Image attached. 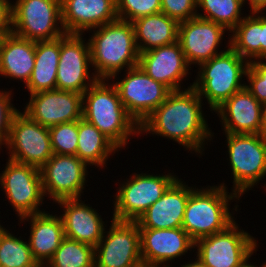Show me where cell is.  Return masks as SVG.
<instances>
[{
    "instance_id": "30bf717a",
    "label": "cell",
    "mask_w": 266,
    "mask_h": 267,
    "mask_svg": "<svg viewBox=\"0 0 266 267\" xmlns=\"http://www.w3.org/2000/svg\"><path fill=\"white\" fill-rule=\"evenodd\" d=\"M4 145L9 150L10 160L39 169L54 154L49 129L20 111L14 116Z\"/></svg>"
},
{
    "instance_id": "ee69618b",
    "label": "cell",
    "mask_w": 266,
    "mask_h": 267,
    "mask_svg": "<svg viewBox=\"0 0 266 267\" xmlns=\"http://www.w3.org/2000/svg\"><path fill=\"white\" fill-rule=\"evenodd\" d=\"M38 267H55L51 265L49 262H42L38 264Z\"/></svg>"
},
{
    "instance_id": "ab89813d",
    "label": "cell",
    "mask_w": 266,
    "mask_h": 267,
    "mask_svg": "<svg viewBox=\"0 0 266 267\" xmlns=\"http://www.w3.org/2000/svg\"><path fill=\"white\" fill-rule=\"evenodd\" d=\"M249 2L251 13H262L266 9V0H243V3Z\"/></svg>"
},
{
    "instance_id": "d590c367",
    "label": "cell",
    "mask_w": 266,
    "mask_h": 267,
    "mask_svg": "<svg viewBox=\"0 0 266 267\" xmlns=\"http://www.w3.org/2000/svg\"><path fill=\"white\" fill-rule=\"evenodd\" d=\"M161 12L181 23L197 17V0H161Z\"/></svg>"
},
{
    "instance_id": "7402d4cb",
    "label": "cell",
    "mask_w": 266,
    "mask_h": 267,
    "mask_svg": "<svg viewBox=\"0 0 266 267\" xmlns=\"http://www.w3.org/2000/svg\"><path fill=\"white\" fill-rule=\"evenodd\" d=\"M214 112L219 115L225 133L261 134L262 104L244 87Z\"/></svg>"
},
{
    "instance_id": "bcb514c9",
    "label": "cell",
    "mask_w": 266,
    "mask_h": 267,
    "mask_svg": "<svg viewBox=\"0 0 266 267\" xmlns=\"http://www.w3.org/2000/svg\"><path fill=\"white\" fill-rule=\"evenodd\" d=\"M259 267H266V263L264 262V264H263V265H261V266H259Z\"/></svg>"
},
{
    "instance_id": "277c9868",
    "label": "cell",
    "mask_w": 266,
    "mask_h": 267,
    "mask_svg": "<svg viewBox=\"0 0 266 267\" xmlns=\"http://www.w3.org/2000/svg\"><path fill=\"white\" fill-rule=\"evenodd\" d=\"M228 49L199 65L198 76L192 87L201 99H207L211 111H215L234 93L242 90L241 80L246 76L249 61L242 58L229 45Z\"/></svg>"
},
{
    "instance_id": "7a4b0ae2",
    "label": "cell",
    "mask_w": 266,
    "mask_h": 267,
    "mask_svg": "<svg viewBox=\"0 0 266 267\" xmlns=\"http://www.w3.org/2000/svg\"><path fill=\"white\" fill-rule=\"evenodd\" d=\"M98 79L82 94V118L97 127L117 148L140 134L139 125L127 113L114 84Z\"/></svg>"
},
{
    "instance_id": "ffe728a7",
    "label": "cell",
    "mask_w": 266,
    "mask_h": 267,
    "mask_svg": "<svg viewBox=\"0 0 266 267\" xmlns=\"http://www.w3.org/2000/svg\"><path fill=\"white\" fill-rule=\"evenodd\" d=\"M193 189L177 178L162 197L135 221L139 229L182 227L188 198Z\"/></svg>"
},
{
    "instance_id": "4dcf8cb0",
    "label": "cell",
    "mask_w": 266,
    "mask_h": 267,
    "mask_svg": "<svg viewBox=\"0 0 266 267\" xmlns=\"http://www.w3.org/2000/svg\"><path fill=\"white\" fill-rule=\"evenodd\" d=\"M0 267H38L29 243L13 236L6 228L0 232Z\"/></svg>"
},
{
    "instance_id": "60d3db41",
    "label": "cell",
    "mask_w": 266,
    "mask_h": 267,
    "mask_svg": "<svg viewBox=\"0 0 266 267\" xmlns=\"http://www.w3.org/2000/svg\"><path fill=\"white\" fill-rule=\"evenodd\" d=\"M262 126H261V134L266 137V103L262 105Z\"/></svg>"
},
{
    "instance_id": "9a60e30c",
    "label": "cell",
    "mask_w": 266,
    "mask_h": 267,
    "mask_svg": "<svg viewBox=\"0 0 266 267\" xmlns=\"http://www.w3.org/2000/svg\"><path fill=\"white\" fill-rule=\"evenodd\" d=\"M87 164L76 155L53 154L40 168L44 196L52 200L81 199L87 174Z\"/></svg>"
},
{
    "instance_id": "f546056e",
    "label": "cell",
    "mask_w": 266,
    "mask_h": 267,
    "mask_svg": "<svg viewBox=\"0 0 266 267\" xmlns=\"http://www.w3.org/2000/svg\"><path fill=\"white\" fill-rule=\"evenodd\" d=\"M243 0H197V8L205 14L197 12V17L222 25L230 32L243 20L241 13Z\"/></svg>"
},
{
    "instance_id": "74e56055",
    "label": "cell",
    "mask_w": 266,
    "mask_h": 267,
    "mask_svg": "<svg viewBox=\"0 0 266 267\" xmlns=\"http://www.w3.org/2000/svg\"><path fill=\"white\" fill-rule=\"evenodd\" d=\"M261 60L266 59V16L260 15Z\"/></svg>"
},
{
    "instance_id": "4316f807",
    "label": "cell",
    "mask_w": 266,
    "mask_h": 267,
    "mask_svg": "<svg viewBox=\"0 0 266 267\" xmlns=\"http://www.w3.org/2000/svg\"><path fill=\"white\" fill-rule=\"evenodd\" d=\"M60 56V37L35 42V63L30 79L25 85L30 94L55 90Z\"/></svg>"
},
{
    "instance_id": "8992f818",
    "label": "cell",
    "mask_w": 266,
    "mask_h": 267,
    "mask_svg": "<svg viewBox=\"0 0 266 267\" xmlns=\"http://www.w3.org/2000/svg\"><path fill=\"white\" fill-rule=\"evenodd\" d=\"M8 30L34 42L63 36L61 0H17L15 4L9 3Z\"/></svg>"
},
{
    "instance_id": "83f0119b",
    "label": "cell",
    "mask_w": 266,
    "mask_h": 267,
    "mask_svg": "<svg viewBox=\"0 0 266 267\" xmlns=\"http://www.w3.org/2000/svg\"><path fill=\"white\" fill-rule=\"evenodd\" d=\"M118 148L94 125L83 118L78 120V147L76 156L87 165L103 168L108 156Z\"/></svg>"
},
{
    "instance_id": "b9f144b4",
    "label": "cell",
    "mask_w": 266,
    "mask_h": 267,
    "mask_svg": "<svg viewBox=\"0 0 266 267\" xmlns=\"http://www.w3.org/2000/svg\"><path fill=\"white\" fill-rule=\"evenodd\" d=\"M196 259H195V261H193L191 263H187V264L185 263V265H181L180 267H207L198 258H196Z\"/></svg>"
},
{
    "instance_id": "484cf974",
    "label": "cell",
    "mask_w": 266,
    "mask_h": 267,
    "mask_svg": "<svg viewBox=\"0 0 266 267\" xmlns=\"http://www.w3.org/2000/svg\"><path fill=\"white\" fill-rule=\"evenodd\" d=\"M132 23L139 53L178 41L179 23L162 12L137 18Z\"/></svg>"
},
{
    "instance_id": "9c48e42d",
    "label": "cell",
    "mask_w": 266,
    "mask_h": 267,
    "mask_svg": "<svg viewBox=\"0 0 266 267\" xmlns=\"http://www.w3.org/2000/svg\"><path fill=\"white\" fill-rule=\"evenodd\" d=\"M134 174L121 185L114 201V220L136 221L178 178L175 175Z\"/></svg>"
},
{
    "instance_id": "f35d334b",
    "label": "cell",
    "mask_w": 266,
    "mask_h": 267,
    "mask_svg": "<svg viewBox=\"0 0 266 267\" xmlns=\"http://www.w3.org/2000/svg\"><path fill=\"white\" fill-rule=\"evenodd\" d=\"M9 0H0V27H9Z\"/></svg>"
},
{
    "instance_id": "1f68e13d",
    "label": "cell",
    "mask_w": 266,
    "mask_h": 267,
    "mask_svg": "<svg viewBox=\"0 0 266 267\" xmlns=\"http://www.w3.org/2000/svg\"><path fill=\"white\" fill-rule=\"evenodd\" d=\"M94 247L64 238L48 261L55 267H95Z\"/></svg>"
},
{
    "instance_id": "5bb4252c",
    "label": "cell",
    "mask_w": 266,
    "mask_h": 267,
    "mask_svg": "<svg viewBox=\"0 0 266 267\" xmlns=\"http://www.w3.org/2000/svg\"><path fill=\"white\" fill-rule=\"evenodd\" d=\"M89 65L92 66L89 41L85 44L82 34L65 33L60 37L56 89L83 94L98 80L93 72L90 77Z\"/></svg>"
},
{
    "instance_id": "52a82bcc",
    "label": "cell",
    "mask_w": 266,
    "mask_h": 267,
    "mask_svg": "<svg viewBox=\"0 0 266 267\" xmlns=\"http://www.w3.org/2000/svg\"><path fill=\"white\" fill-rule=\"evenodd\" d=\"M225 135L234 176L232 191L241 197L266 176V137L263 134Z\"/></svg>"
},
{
    "instance_id": "f6af8a7d",
    "label": "cell",
    "mask_w": 266,
    "mask_h": 267,
    "mask_svg": "<svg viewBox=\"0 0 266 267\" xmlns=\"http://www.w3.org/2000/svg\"><path fill=\"white\" fill-rule=\"evenodd\" d=\"M6 31H8V27H0V40H1L2 35H3Z\"/></svg>"
},
{
    "instance_id": "44dd1931",
    "label": "cell",
    "mask_w": 266,
    "mask_h": 267,
    "mask_svg": "<svg viewBox=\"0 0 266 267\" xmlns=\"http://www.w3.org/2000/svg\"><path fill=\"white\" fill-rule=\"evenodd\" d=\"M65 33L82 34L118 19L116 0H61Z\"/></svg>"
},
{
    "instance_id": "836d02e7",
    "label": "cell",
    "mask_w": 266,
    "mask_h": 267,
    "mask_svg": "<svg viewBox=\"0 0 266 267\" xmlns=\"http://www.w3.org/2000/svg\"><path fill=\"white\" fill-rule=\"evenodd\" d=\"M118 19H135L161 12V0H116Z\"/></svg>"
},
{
    "instance_id": "5b68a950",
    "label": "cell",
    "mask_w": 266,
    "mask_h": 267,
    "mask_svg": "<svg viewBox=\"0 0 266 267\" xmlns=\"http://www.w3.org/2000/svg\"><path fill=\"white\" fill-rule=\"evenodd\" d=\"M202 189L191 191L182 223V228L194 241L221 232L231 225L235 220L230 213L229 202L240 198L234 192L228 195L224 183Z\"/></svg>"
},
{
    "instance_id": "ba28073f",
    "label": "cell",
    "mask_w": 266,
    "mask_h": 267,
    "mask_svg": "<svg viewBox=\"0 0 266 267\" xmlns=\"http://www.w3.org/2000/svg\"><path fill=\"white\" fill-rule=\"evenodd\" d=\"M196 246V258L207 267H238L256 252L257 241L234 221L221 232L199 238Z\"/></svg>"
},
{
    "instance_id": "8fae6325",
    "label": "cell",
    "mask_w": 266,
    "mask_h": 267,
    "mask_svg": "<svg viewBox=\"0 0 266 267\" xmlns=\"http://www.w3.org/2000/svg\"><path fill=\"white\" fill-rule=\"evenodd\" d=\"M111 222L109 231L94 248L95 267L142 266L138 224L114 219Z\"/></svg>"
},
{
    "instance_id": "f1b7e54d",
    "label": "cell",
    "mask_w": 266,
    "mask_h": 267,
    "mask_svg": "<svg viewBox=\"0 0 266 267\" xmlns=\"http://www.w3.org/2000/svg\"><path fill=\"white\" fill-rule=\"evenodd\" d=\"M231 32L228 43L235 52L249 62L261 59L260 13L245 16Z\"/></svg>"
},
{
    "instance_id": "2e32d148",
    "label": "cell",
    "mask_w": 266,
    "mask_h": 267,
    "mask_svg": "<svg viewBox=\"0 0 266 267\" xmlns=\"http://www.w3.org/2000/svg\"><path fill=\"white\" fill-rule=\"evenodd\" d=\"M30 95L24 113L44 127L82 119L80 93L55 89Z\"/></svg>"
},
{
    "instance_id": "8d00e7d4",
    "label": "cell",
    "mask_w": 266,
    "mask_h": 267,
    "mask_svg": "<svg viewBox=\"0 0 266 267\" xmlns=\"http://www.w3.org/2000/svg\"><path fill=\"white\" fill-rule=\"evenodd\" d=\"M11 92L0 91V149L7 142L14 116L19 112L11 103Z\"/></svg>"
},
{
    "instance_id": "e0dca14e",
    "label": "cell",
    "mask_w": 266,
    "mask_h": 267,
    "mask_svg": "<svg viewBox=\"0 0 266 267\" xmlns=\"http://www.w3.org/2000/svg\"><path fill=\"white\" fill-rule=\"evenodd\" d=\"M143 265L171 267L168 263L195 248V241L182 228L139 229ZM168 261V262H167ZM165 263L167 265H165Z\"/></svg>"
},
{
    "instance_id": "603a6c76",
    "label": "cell",
    "mask_w": 266,
    "mask_h": 267,
    "mask_svg": "<svg viewBox=\"0 0 266 267\" xmlns=\"http://www.w3.org/2000/svg\"><path fill=\"white\" fill-rule=\"evenodd\" d=\"M64 213L61 215L65 237L93 246H97L106 233L104 221L95 209L77 199L57 201ZM105 231V232H104Z\"/></svg>"
},
{
    "instance_id": "3957f363",
    "label": "cell",
    "mask_w": 266,
    "mask_h": 267,
    "mask_svg": "<svg viewBox=\"0 0 266 267\" xmlns=\"http://www.w3.org/2000/svg\"><path fill=\"white\" fill-rule=\"evenodd\" d=\"M94 30L88 41L91 64L96 70L93 74L98 79L113 80L124 67L138 66L140 53L132 22L116 19Z\"/></svg>"
},
{
    "instance_id": "d6a6232c",
    "label": "cell",
    "mask_w": 266,
    "mask_h": 267,
    "mask_svg": "<svg viewBox=\"0 0 266 267\" xmlns=\"http://www.w3.org/2000/svg\"><path fill=\"white\" fill-rule=\"evenodd\" d=\"M48 129L54 154L76 155L78 147V121L61 123Z\"/></svg>"
},
{
    "instance_id": "7c38bea8",
    "label": "cell",
    "mask_w": 266,
    "mask_h": 267,
    "mask_svg": "<svg viewBox=\"0 0 266 267\" xmlns=\"http://www.w3.org/2000/svg\"><path fill=\"white\" fill-rule=\"evenodd\" d=\"M124 79L113 84L127 113L141 123L166 100L171 90L147 75L139 66L125 70Z\"/></svg>"
},
{
    "instance_id": "ac0fdd59",
    "label": "cell",
    "mask_w": 266,
    "mask_h": 267,
    "mask_svg": "<svg viewBox=\"0 0 266 267\" xmlns=\"http://www.w3.org/2000/svg\"><path fill=\"white\" fill-rule=\"evenodd\" d=\"M226 29L213 21L195 17L179 23L178 42L189 65L210 60L218 53V47Z\"/></svg>"
},
{
    "instance_id": "cb8c5ba5",
    "label": "cell",
    "mask_w": 266,
    "mask_h": 267,
    "mask_svg": "<svg viewBox=\"0 0 266 267\" xmlns=\"http://www.w3.org/2000/svg\"><path fill=\"white\" fill-rule=\"evenodd\" d=\"M34 63L35 42L6 31L0 40V75L27 84Z\"/></svg>"
},
{
    "instance_id": "e575fe53",
    "label": "cell",
    "mask_w": 266,
    "mask_h": 267,
    "mask_svg": "<svg viewBox=\"0 0 266 267\" xmlns=\"http://www.w3.org/2000/svg\"><path fill=\"white\" fill-rule=\"evenodd\" d=\"M266 61V60H265ZM247 90L263 105L266 103V63L257 59L250 61L246 72Z\"/></svg>"
},
{
    "instance_id": "4fadbf2b",
    "label": "cell",
    "mask_w": 266,
    "mask_h": 267,
    "mask_svg": "<svg viewBox=\"0 0 266 267\" xmlns=\"http://www.w3.org/2000/svg\"><path fill=\"white\" fill-rule=\"evenodd\" d=\"M0 184L20 219L42 212L38 207L44 199L39 168L8 159Z\"/></svg>"
},
{
    "instance_id": "7bdbcfd3",
    "label": "cell",
    "mask_w": 266,
    "mask_h": 267,
    "mask_svg": "<svg viewBox=\"0 0 266 267\" xmlns=\"http://www.w3.org/2000/svg\"><path fill=\"white\" fill-rule=\"evenodd\" d=\"M250 257L251 255L247 257L238 267H256L255 265H252L251 262L248 263Z\"/></svg>"
},
{
    "instance_id": "6da1fadb",
    "label": "cell",
    "mask_w": 266,
    "mask_h": 267,
    "mask_svg": "<svg viewBox=\"0 0 266 267\" xmlns=\"http://www.w3.org/2000/svg\"><path fill=\"white\" fill-rule=\"evenodd\" d=\"M202 101L192 85L184 91H171L166 100L141 123L139 132L167 137L186 150L200 154L204 151V142L213 136L203 116Z\"/></svg>"
},
{
    "instance_id": "d4e9b609",
    "label": "cell",
    "mask_w": 266,
    "mask_h": 267,
    "mask_svg": "<svg viewBox=\"0 0 266 267\" xmlns=\"http://www.w3.org/2000/svg\"><path fill=\"white\" fill-rule=\"evenodd\" d=\"M30 220L29 247L34 259L39 263L48 262L65 238L61 216L41 213L25 216L20 221Z\"/></svg>"
},
{
    "instance_id": "d6986e66",
    "label": "cell",
    "mask_w": 266,
    "mask_h": 267,
    "mask_svg": "<svg viewBox=\"0 0 266 267\" xmlns=\"http://www.w3.org/2000/svg\"><path fill=\"white\" fill-rule=\"evenodd\" d=\"M138 66L171 91L181 90L180 82L191 68L178 41L140 53Z\"/></svg>"
}]
</instances>
